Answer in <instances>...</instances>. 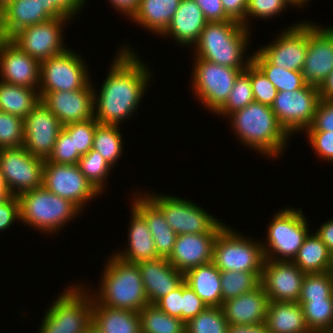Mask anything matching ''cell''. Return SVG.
<instances>
[{
  "mask_svg": "<svg viewBox=\"0 0 333 333\" xmlns=\"http://www.w3.org/2000/svg\"><path fill=\"white\" fill-rule=\"evenodd\" d=\"M112 60L100 90L93 86L94 118L102 125L121 126L139 109L153 72L129 45L119 47Z\"/></svg>",
  "mask_w": 333,
  "mask_h": 333,
  "instance_id": "1",
  "label": "cell"
},
{
  "mask_svg": "<svg viewBox=\"0 0 333 333\" xmlns=\"http://www.w3.org/2000/svg\"><path fill=\"white\" fill-rule=\"evenodd\" d=\"M226 118L238 141L267 159H278L289 146L290 135L280 125L271 106L254 101Z\"/></svg>",
  "mask_w": 333,
  "mask_h": 333,
  "instance_id": "2",
  "label": "cell"
},
{
  "mask_svg": "<svg viewBox=\"0 0 333 333\" xmlns=\"http://www.w3.org/2000/svg\"><path fill=\"white\" fill-rule=\"evenodd\" d=\"M250 33L251 30L234 20L208 22L192 49L193 56L245 71L252 63V55L246 54Z\"/></svg>",
  "mask_w": 333,
  "mask_h": 333,
  "instance_id": "3",
  "label": "cell"
},
{
  "mask_svg": "<svg viewBox=\"0 0 333 333\" xmlns=\"http://www.w3.org/2000/svg\"><path fill=\"white\" fill-rule=\"evenodd\" d=\"M109 257L98 280L99 287L93 291L90 288L89 292L98 304L139 312L149 302L138 265L123 261L114 254Z\"/></svg>",
  "mask_w": 333,
  "mask_h": 333,
  "instance_id": "4",
  "label": "cell"
},
{
  "mask_svg": "<svg viewBox=\"0 0 333 333\" xmlns=\"http://www.w3.org/2000/svg\"><path fill=\"white\" fill-rule=\"evenodd\" d=\"M18 198L20 222L33 230L37 229L41 234L58 235L57 231L59 233V230H63L67 223L82 212L71 201L59 197L43 186L24 192Z\"/></svg>",
  "mask_w": 333,
  "mask_h": 333,
  "instance_id": "5",
  "label": "cell"
},
{
  "mask_svg": "<svg viewBox=\"0 0 333 333\" xmlns=\"http://www.w3.org/2000/svg\"><path fill=\"white\" fill-rule=\"evenodd\" d=\"M71 285L45 310L38 333H84L92 322L93 296L89 287Z\"/></svg>",
  "mask_w": 333,
  "mask_h": 333,
  "instance_id": "6",
  "label": "cell"
},
{
  "mask_svg": "<svg viewBox=\"0 0 333 333\" xmlns=\"http://www.w3.org/2000/svg\"><path fill=\"white\" fill-rule=\"evenodd\" d=\"M299 208L280 209L266 229V242L261 239L265 260L293 261L309 231L308 219Z\"/></svg>",
  "mask_w": 333,
  "mask_h": 333,
  "instance_id": "7",
  "label": "cell"
},
{
  "mask_svg": "<svg viewBox=\"0 0 333 333\" xmlns=\"http://www.w3.org/2000/svg\"><path fill=\"white\" fill-rule=\"evenodd\" d=\"M242 235L229 225L217 234L212 262L220 271L262 272L265 259L261 241Z\"/></svg>",
  "mask_w": 333,
  "mask_h": 333,
  "instance_id": "8",
  "label": "cell"
},
{
  "mask_svg": "<svg viewBox=\"0 0 333 333\" xmlns=\"http://www.w3.org/2000/svg\"><path fill=\"white\" fill-rule=\"evenodd\" d=\"M193 71L190 80L192 93L207 111L215 114L228 100L240 69L219 65L193 57Z\"/></svg>",
  "mask_w": 333,
  "mask_h": 333,
  "instance_id": "9",
  "label": "cell"
},
{
  "mask_svg": "<svg viewBox=\"0 0 333 333\" xmlns=\"http://www.w3.org/2000/svg\"><path fill=\"white\" fill-rule=\"evenodd\" d=\"M143 193L162 211L177 235L209 233L221 221L191 200L165 193Z\"/></svg>",
  "mask_w": 333,
  "mask_h": 333,
  "instance_id": "10",
  "label": "cell"
},
{
  "mask_svg": "<svg viewBox=\"0 0 333 333\" xmlns=\"http://www.w3.org/2000/svg\"><path fill=\"white\" fill-rule=\"evenodd\" d=\"M78 54V55H77ZM85 59L71 48L40 62L39 92L83 89L90 81Z\"/></svg>",
  "mask_w": 333,
  "mask_h": 333,
  "instance_id": "11",
  "label": "cell"
},
{
  "mask_svg": "<svg viewBox=\"0 0 333 333\" xmlns=\"http://www.w3.org/2000/svg\"><path fill=\"white\" fill-rule=\"evenodd\" d=\"M320 100L318 87L306 84L293 92H277L271 109L280 125L293 136L303 133L312 124Z\"/></svg>",
  "mask_w": 333,
  "mask_h": 333,
  "instance_id": "12",
  "label": "cell"
},
{
  "mask_svg": "<svg viewBox=\"0 0 333 333\" xmlns=\"http://www.w3.org/2000/svg\"><path fill=\"white\" fill-rule=\"evenodd\" d=\"M44 163L24 146L0 149V171L10 195L19 196L42 187Z\"/></svg>",
  "mask_w": 333,
  "mask_h": 333,
  "instance_id": "13",
  "label": "cell"
},
{
  "mask_svg": "<svg viewBox=\"0 0 333 333\" xmlns=\"http://www.w3.org/2000/svg\"><path fill=\"white\" fill-rule=\"evenodd\" d=\"M69 21L73 20L52 18L43 23L24 27L9 39L22 51L41 62L69 49L63 37L65 32L63 29Z\"/></svg>",
  "mask_w": 333,
  "mask_h": 333,
  "instance_id": "14",
  "label": "cell"
},
{
  "mask_svg": "<svg viewBox=\"0 0 333 333\" xmlns=\"http://www.w3.org/2000/svg\"><path fill=\"white\" fill-rule=\"evenodd\" d=\"M42 186L59 197L71 201L82 212L85 210V205L101 195L81 173L77 164L64 165L45 160Z\"/></svg>",
  "mask_w": 333,
  "mask_h": 333,
  "instance_id": "15",
  "label": "cell"
},
{
  "mask_svg": "<svg viewBox=\"0 0 333 333\" xmlns=\"http://www.w3.org/2000/svg\"><path fill=\"white\" fill-rule=\"evenodd\" d=\"M299 22L283 28L272 43L258 47L257 50L272 65L302 71L308 49V21Z\"/></svg>",
  "mask_w": 333,
  "mask_h": 333,
  "instance_id": "16",
  "label": "cell"
},
{
  "mask_svg": "<svg viewBox=\"0 0 333 333\" xmlns=\"http://www.w3.org/2000/svg\"><path fill=\"white\" fill-rule=\"evenodd\" d=\"M308 20V49L302 69L307 84L319 87L333 71V26Z\"/></svg>",
  "mask_w": 333,
  "mask_h": 333,
  "instance_id": "17",
  "label": "cell"
},
{
  "mask_svg": "<svg viewBox=\"0 0 333 333\" xmlns=\"http://www.w3.org/2000/svg\"><path fill=\"white\" fill-rule=\"evenodd\" d=\"M63 125L40 101L24 118L25 149L34 157L48 160Z\"/></svg>",
  "mask_w": 333,
  "mask_h": 333,
  "instance_id": "18",
  "label": "cell"
},
{
  "mask_svg": "<svg viewBox=\"0 0 333 333\" xmlns=\"http://www.w3.org/2000/svg\"><path fill=\"white\" fill-rule=\"evenodd\" d=\"M305 275L293 261L264 260L260 285L269 301L298 302Z\"/></svg>",
  "mask_w": 333,
  "mask_h": 333,
  "instance_id": "19",
  "label": "cell"
},
{
  "mask_svg": "<svg viewBox=\"0 0 333 333\" xmlns=\"http://www.w3.org/2000/svg\"><path fill=\"white\" fill-rule=\"evenodd\" d=\"M93 83L73 91L39 92L41 102L62 125L94 118Z\"/></svg>",
  "mask_w": 333,
  "mask_h": 333,
  "instance_id": "20",
  "label": "cell"
},
{
  "mask_svg": "<svg viewBox=\"0 0 333 333\" xmlns=\"http://www.w3.org/2000/svg\"><path fill=\"white\" fill-rule=\"evenodd\" d=\"M225 226L220 221L209 233L178 235L168 261L182 273L212 262L215 239Z\"/></svg>",
  "mask_w": 333,
  "mask_h": 333,
  "instance_id": "21",
  "label": "cell"
},
{
  "mask_svg": "<svg viewBox=\"0 0 333 333\" xmlns=\"http://www.w3.org/2000/svg\"><path fill=\"white\" fill-rule=\"evenodd\" d=\"M0 78L8 84L38 89L40 62L6 38L0 43Z\"/></svg>",
  "mask_w": 333,
  "mask_h": 333,
  "instance_id": "22",
  "label": "cell"
},
{
  "mask_svg": "<svg viewBox=\"0 0 333 333\" xmlns=\"http://www.w3.org/2000/svg\"><path fill=\"white\" fill-rule=\"evenodd\" d=\"M149 304H156L184 282V273L174 268L167 258L137 263Z\"/></svg>",
  "mask_w": 333,
  "mask_h": 333,
  "instance_id": "23",
  "label": "cell"
},
{
  "mask_svg": "<svg viewBox=\"0 0 333 333\" xmlns=\"http://www.w3.org/2000/svg\"><path fill=\"white\" fill-rule=\"evenodd\" d=\"M268 302L260 285L249 293L223 302L221 307L229 325L257 326L265 324Z\"/></svg>",
  "mask_w": 333,
  "mask_h": 333,
  "instance_id": "24",
  "label": "cell"
},
{
  "mask_svg": "<svg viewBox=\"0 0 333 333\" xmlns=\"http://www.w3.org/2000/svg\"><path fill=\"white\" fill-rule=\"evenodd\" d=\"M207 23L202 10L194 0H181L169 26L161 36H170L181 47H193Z\"/></svg>",
  "mask_w": 333,
  "mask_h": 333,
  "instance_id": "25",
  "label": "cell"
},
{
  "mask_svg": "<svg viewBox=\"0 0 333 333\" xmlns=\"http://www.w3.org/2000/svg\"><path fill=\"white\" fill-rule=\"evenodd\" d=\"M133 197L130 204L145 218L157 255L168 259L178 235L170 228L162 211L144 193L136 191Z\"/></svg>",
  "mask_w": 333,
  "mask_h": 333,
  "instance_id": "26",
  "label": "cell"
},
{
  "mask_svg": "<svg viewBox=\"0 0 333 333\" xmlns=\"http://www.w3.org/2000/svg\"><path fill=\"white\" fill-rule=\"evenodd\" d=\"M130 210L128 245L113 254L123 261L134 264L160 258L145 218L133 206Z\"/></svg>",
  "mask_w": 333,
  "mask_h": 333,
  "instance_id": "27",
  "label": "cell"
},
{
  "mask_svg": "<svg viewBox=\"0 0 333 333\" xmlns=\"http://www.w3.org/2000/svg\"><path fill=\"white\" fill-rule=\"evenodd\" d=\"M50 19L46 0H13L2 10V27L6 38L24 27Z\"/></svg>",
  "mask_w": 333,
  "mask_h": 333,
  "instance_id": "28",
  "label": "cell"
},
{
  "mask_svg": "<svg viewBox=\"0 0 333 333\" xmlns=\"http://www.w3.org/2000/svg\"><path fill=\"white\" fill-rule=\"evenodd\" d=\"M265 327L269 333H312L298 302L269 301Z\"/></svg>",
  "mask_w": 333,
  "mask_h": 333,
  "instance_id": "29",
  "label": "cell"
},
{
  "mask_svg": "<svg viewBox=\"0 0 333 333\" xmlns=\"http://www.w3.org/2000/svg\"><path fill=\"white\" fill-rule=\"evenodd\" d=\"M181 0H140L135 13L129 18L132 23L162 35L169 26Z\"/></svg>",
  "mask_w": 333,
  "mask_h": 333,
  "instance_id": "30",
  "label": "cell"
},
{
  "mask_svg": "<svg viewBox=\"0 0 333 333\" xmlns=\"http://www.w3.org/2000/svg\"><path fill=\"white\" fill-rule=\"evenodd\" d=\"M184 282L195 291L207 306H222L221 271L213 262L185 272Z\"/></svg>",
  "mask_w": 333,
  "mask_h": 333,
  "instance_id": "31",
  "label": "cell"
},
{
  "mask_svg": "<svg viewBox=\"0 0 333 333\" xmlns=\"http://www.w3.org/2000/svg\"><path fill=\"white\" fill-rule=\"evenodd\" d=\"M92 321L102 333H141L139 312L110 308L93 299Z\"/></svg>",
  "mask_w": 333,
  "mask_h": 333,
  "instance_id": "32",
  "label": "cell"
},
{
  "mask_svg": "<svg viewBox=\"0 0 333 333\" xmlns=\"http://www.w3.org/2000/svg\"><path fill=\"white\" fill-rule=\"evenodd\" d=\"M331 254L321 238L313 231L307 235L293 262L305 273L329 272Z\"/></svg>",
  "mask_w": 333,
  "mask_h": 333,
  "instance_id": "33",
  "label": "cell"
},
{
  "mask_svg": "<svg viewBox=\"0 0 333 333\" xmlns=\"http://www.w3.org/2000/svg\"><path fill=\"white\" fill-rule=\"evenodd\" d=\"M40 101L38 89L0 81V110L24 119Z\"/></svg>",
  "mask_w": 333,
  "mask_h": 333,
  "instance_id": "34",
  "label": "cell"
},
{
  "mask_svg": "<svg viewBox=\"0 0 333 333\" xmlns=\"http://www.w3.org/2000/svg\"><path fill=\"white\" fill-rule=\"evenodd\" d=\"M252 63L275 86L278 92H293L307 84L301 71L274 66L258 50L252 54Z\"/></svg>",
  "mask_w": 333,
  "mask_h": 333,
  "instance_id": "35",
  "label": "cell"
},
{
  "mask_svg": "<svg viewBox=\"0 0 333 333\" xmlns=\"http://www.w3.org/2000/svg\"><path fill=\"white\" fill-rule=\"evenodd\" d=\"M141 333H186L185 322L170 316L156 304H148L139 311Z\"/></svg>",
  "mask_w": 333,
  "mask_h": 333,
  "instance_id": "36",
  "label": "cell"
},
{
  "mask_svg": "<svg viewBox=\"0 0 333 333\" xmlns=\"http://www.w3.org/2000/svg\"><path fill=\"white\" fill-rule=\"evenodd\" d=\"M118 125L98 124L93 140V150L100 155L114 168L123 153V134Z\"/></svg>",
  "mask_w": 333,
  "mask_h": 333,
  "instance_id": "37",
  "label": "cell"
},
{
  "mask_svg": "<svg viewBox=\"0 0 333 333\" xmlns=\"http://www.w3.org/2000/svg\"><path fill=\"white\" fill-rule=\"evenodd\" d=\"M312 333H333V300H298Z\"/></svg>",
  "mask_w": 333,
  "mask_h": 333,
  "instance_id": "38",
  "label": "cell"
},
{
  "mask_svg": "<svg viewBox=\"0 0 333 333\" xmlns=\"http://www.w3.org/2000/svg\"><path fill=\"white\" fill-rule=\"evenodd\" d=\"M261 274L262 272L221 271L222 304L259 287Z\"/></svg>",
  "mask_w": 333,
  "mask_h": 333,
  "instance_id": "39",
  "label": "cell"
},
{
  "mask_svg": "<svg viewBox=\"0 0 333 333\" xmlns=\"http://www.w3.org/2000/svg\"><path fill=\"white\" fill-rule=\"evenodd\" d=\"M77 165L90 184L102 195L108 184V174L111 175L110 170L113 167L93 149L81 156Z\"/></svg>",
  "mask_w": 333,
  "mask_h": 333,
  "instance_id": "40",
  "label": "cell"
},
{
  "mask_svg": "<svg viewBox=\"0 0 333 333\" xmlns=\"http://www.w3.org/2000/svg\"><path fill=\"white\" fill-rule=\"evenodd\" d=\"M254 102L251 79L250 65L242 71L236 78L233 89L229 94L226 103L215 113L217 117H227L231 113L242 109Z\"/></svg>",
  "mask_w": 333,
  "mask_h": 333,
  "instance_id": "41",
  "label": "cell"
},
{
  "mask_svg": "<svg viewBox=\"0 0 333 333\" xmlns=\"http://www.w3.org/2000/svg\"><path fill=\"white\" fill-rule=\"evenodd\" d=\"M229 323L222 307H207L185 323L186 333H227Z\"/></svg>",
  "mask_w": 333,
  "mask_h": 333,
  "instance_id": "42",
  "label": "cell"
},
{
  "mask_svg": "<svg viewBox=\"0 0 333 333\" xmlns=\"http://www.w3.org/2000/svg\"><path fill=\"white\" fill-rule=\"evenodd\" d=\"M299 300H333V276L330 272L306 273Z\"/></svg>",
  "mask_w": 333,
  "mask_h": 333,
  "instance_id": "43",
  "label": "cell"
},
{
  "mask_svg": "<svg viewBox=\"0 0 333 333\" xmlns=\"http://www.w3.org/2000/svg\"><path fill=\"white\" fill-rule=\"evenodd\" d=\"M24 119L0 110V149L23 146Z\"/></svg>",
  "mask_w": 333,
  "mask_h": 333,
  "instance_id": "44",
  "label": "cell"
},
{
  "mask_svg": "<svg viewBox=\"0 0 333 333\" xmlns=\"http://www.w3.org/2000/svg\"><path fill=\"white\" fill-rule=\"evenodd\" d=\"M99 123L93 119L73 122L63 126V130L73 137L74 153L81 156L88 153L93 147L96 126Z\"/></svg>",
  "mask_w": 333,
  "mask_h": 333,
  "instance_id": "45",
  "label": "cell"
},
{
  "mask_svg": "<svg viewBox=\"0 0 333 333\" xmlns=\"http://www.w3.org/2000/svg\"><path fill=\"white\" fill-rule=\"evenodd\" d=\"M289 6L294 7V5L289 0H248L247 14L245 17V27L249 30L252 29L251 27H249V19L256 18L258 20H266L273 17L275 18L281 12H285L287 10L286 8Z\"/></svg>",
  "mask_w": 333,
  "mask_h": 333,
  "instance_id": "46",
  "label": "cell"
},
{
  "mask_svg": "<svg viewBox=\"0 0 333 333\" xmlns=\"http://www.w3.org/2000/svg\"><path fill=\"white\" fill-rule=\"evenodd\" d=\"M250 79L254 101L271 106L278 91L253 63L250 64Z\"/></svg>",
  "mask_w": 333,
  "mask_h": 333,
  "instance_id": "47",
  "label": "cell"
},
{
  "mask_svg": "<svg viewBox=\"0 0 333 333\" xmlns=\"http://www.w3.org/2000/svg\"><path fill=\"white\" fill-rule=\"evenodd\" d=\"M81 155L74 153L73 137H70L63 129L60 131L51 156L48 158L50 163L56 164H78Z\"/></svg>",
  "mask_w": 333,
  "mask_h": 333,
  "instance_id": "48",
  "label": "cell"
},
{
  "mask_svg": "<svg viewBox=\"0 0 333 333\" xmlns=\"http://www.w3.org/2000/svg\"><path fill=\"white\" fill-rule=\"evenodd\" d=\"M311 148L320 160L333 162V131H304Z\"/></svg>",
  "mask_w": 333,
  "mask_h": 333,
  "instance_id": "49",
  "label": "cell"
},
{
  "mask_svg": "<svg viewBox=\"0 0 333 333\" xmlns=\"http://www.w3.org/2000/svg\"><path fill=\"white\" fill-rule=\"evenodd\" d=\"M51 18H71L82 12L87 0H46Z\"/></svg>",
  "mask_w": 333,
  "mask_h": 333,
  "instance_id": "50",
  "label": "cell"
},
{
  "mask_svg": "<svg viewBox=\"0 0 333 333\" xmlns=\"http://www.w3.org/2000/svg\"><path fill=\"white\" fill-rule=\"evenodd\" d=\"M208 306L185 282L182 283V321L196 317Z\"/></svg>",
  "mask_w": 333,
  "mask_h": 333,
  "instance_id": "51",
  "label": "cell"
},
{
  "mask_svg": "<svg viewBox=\"0 0 333 333\" xmlns=\"http://www.w3.org/2000/svg\"><path fill=\"white\" fill-rule=\"evenodd\" d=\"M305 131H333V100H320L313 122Z\"/></svg>",
  "mask_w": 333,
  "mask_h": 333,
  "instance_id": "52",
  "label": "cell"
},
{
  "mask_svg": "<svg viewBox=\"0 0 333 333\" xmlns=\"http://www.w3.org/2000/svg\"><path fill=\"white\" fill-rule=\"evenodd\" d=\"M20 221V202L18 196H10L0 203V232L9 230L14 222Z\"/></svg>",
  "mask_w": 333,
  "mask_h": 333,
  "instance_id": "53",
  "label": "cell"
},
{
  "mask_svg": "<svg viewBox=\"0 0 333 333\" xmlns=\"http://www.w3.org/2000/svg\"><path fill=\"white\" fill-rule=\"evenodd\" d=\"M156 305L166 314L182 320V284L174 291L162 297Z\"/></svg>",
  "mask_w": 333,
  "mask_h": 333,
  "instance_id": "54",
  "label": "cell"
},
{
  "mask_svg": "<svg viewBox=\"0 0 333 333\" xmlns=\"http://www.w3.org/2000/svg\"><path fill=\"white\" fill-rule=\"evenodd\" d=\"M202 10L208 22H223L230 20L224 11L221 0H194Z\"/></svg>",
  "mask_w": 333,
  "mask_h": 333,
  "instance_id": "55",
  "label": "cell"
},
{
  "mask_svg": "<svg viewBox=\"0 0 333 333\" xmlns=\"http://www.w3.org/2000/svg\"><path fill=\"white\" fill-rule=\"evenodd\" d=\"M226 16L245 27L248 0H221Z\"/></svg>",
  "mask_w": 333,
  "mask_h": 333,
  "instance_id": "56",
  "label": "cell"
},
{
  "mask_svg": "<svg viewBox=\"0 0 333 333\" xmlns=\"http://www.w3.org/2000/svg\"><path fill=\"white\" fill-rule=\"evenodd\" d=\"M139 1L140 0H109L108 2H110L111 6L115 8L116 12L122 13L120 16L123 17V15H125L128 17L126 20H129L137 10Z\"/></svg>",
  "mask_w": 333,
  "mask_h": 333,
  "instance_id": "57",
  "label": "cell"
},
{
  "mask_svg": "<svg viewBox=\"0 0 333 333\" xmlns=\"http://www.w3.org/2000/svg\"><path fill=\"white\" fill-rule=\"evenodd\" d=\"M320 227V228H319ZM316 231H314L328 247L329 251L333 252V219L322 223Z\"/></svg>",
  "mask_w": 333,
  "mask_h": 333,
  "instance_id": "58",
  "label": "cell"
},
{
  "mask_svg": "<svg viewBox=\"0 0 333 333\" xmlns=\"http://www.w3.org/2000/svg\"><path fill=\"white\" fill-rule=\"evenodd\" d=\"M227 333H269L265 324L257 326L229 325Z\"/></svg>",
  "mask_w": 333,
  "mask_h": 333,
  "instance_id": "59",
  "label": "cell"
},
{
  "mask_svg": "<svg viewBox=\"0 0 333 333\" xmlns=\"http://www.w3.org/2000/svg\"><path fill=\"white\" fill-rule=\"evenodd\" d=\"M320 98L324 100H333V71L318 87Z\"/></svg>",
  "mask_w": 333,
  "mask_h": 333,
  "instance_id": "60",
  "label": "cell"
},
{
  "mask_svg": "<svg viewBox=\"0 0 333 333\" xmlns=\"http://www.w3.org/2000/svg\"><path fill=\"white\" fill-rule=\"evenodd\" d=\"M84 333H102L98 326L92 321L85 329Z\"/></svg>",
  "mask_w": 333,
  "mask_h": 333,
  "instance_id": "61",
  "label": "cell"
},
{
  "mask_svg": "<svg viewBox=\"0 0 333 333\" xmlns=\"http://www.w3.org/2000/svg\"><path fill=\"white\" fill-rule=\"evenodd\" d=\"M8 189H0V203H3L10 197Z\"/></svg>",
  "mask_w": 333,
  "mask_h": 333,
  "instance_id": "62",
  "label": "cell"
},
{
  "mask_svg": "<svg viewBox=\"0 0 333 333\" xmlns=\"http://www.w3.org/2000/svg\"><path fill=\"white\" fill-rule=\"evenodd\" d=\"M295 7V9H302L303 7H305L307 4H306V0H289Z\"/></svg>",
  "mask_w": 333,
  "mask_h": 333,
  "instance_id": "63",
  "label": "cell"
},
{
  "mask_svg": "<svg viewBox=\"0 0 333 333\" xmlns=\"http://www.w3.org/2000/svg\"><path fill=\"white\" fill-rule=\"evenodd\" d=\"M6 39L2 27V10L0 9V43L3 42Z\"/></svg>",
  "mask_w": 333,
  "mask_h": 333,
  "instance_id": "64",
  "label": "cell"
},
{
  "mask_svg": "<svg viewBox=\"0 0 333 333\" xmlns=\"http://www.w3.org/2000/svg\"><path fill=\"white\" fill-rule=\"evenodd\" d=\"M13 0H0V9L3 10Z\"/></svg>",
  "mask_w": 333,
  "mask_h": 333,
  "instance_id": "65",
  "label": "cell"
},
{
  "mask_svg": "<svg viewBox=\"0 0 333 333\" xmlns=\"http://www.w3.org/2000/svg\"><path fill=\"white\" fill-rule=\"evenodd\" d=\"M0 189H7L5 183H4V180H3V175L0 171Z\"/></svg>",
  "mask_w": 333,
  "mask_h": 333,
  "instance_id": "66",
  "label": "cell"
},
{
  "mask_svg": "<svg viewBox=\"0 0 333 333\" xmlns=\"http://www.w3.org/2000/svg\"><path fill=\"white\" fill-rule=\"evenodd\" d=\"M331 274H332V276H333V252H332V254H331V265H330V271H329Z\"/></svg>",
  "mask_w": 333,
  "mask_h": 333,
  "instance_id": "67",
  "label": "cell"
}]
</instances>
